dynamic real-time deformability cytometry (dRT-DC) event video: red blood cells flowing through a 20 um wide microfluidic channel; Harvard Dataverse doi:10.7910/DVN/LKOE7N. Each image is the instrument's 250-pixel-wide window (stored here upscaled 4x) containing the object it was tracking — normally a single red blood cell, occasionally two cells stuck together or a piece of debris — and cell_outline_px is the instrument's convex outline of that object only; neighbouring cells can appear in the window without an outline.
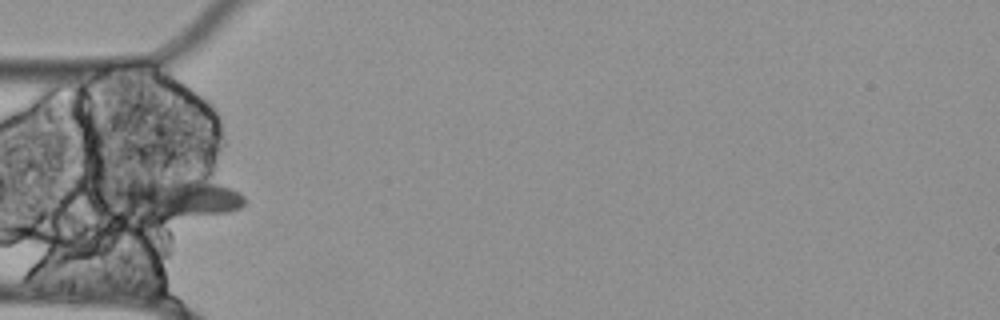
{"species": "Egyptian fruit bat (a non-hibernating species)", "species_latin": "Rousettus aegyptiacus", "temperature_condition": "cold", "stored_images_in_passage": 39, "camera_frame_rate_fps": 3000, "um_per_image_px": 0.085, "animal": {"sex": "female"}, "frame": {"image": 1, "passage_image": 1, "time_ms": 0.0, "image_size_px": [1000, 320], "cell_outline_px": [[244, 204], [240, 208], [228, 212], [164, 220], [156, 220], [104, 204], [112, 192], [128, 184], [168, 176], [216, 184], [228, 188], [244, 196]], "centroid_in_image_um": [14.85, 16.88], "position_along_channel_um": 70.1, "area_um2": 30.46}}
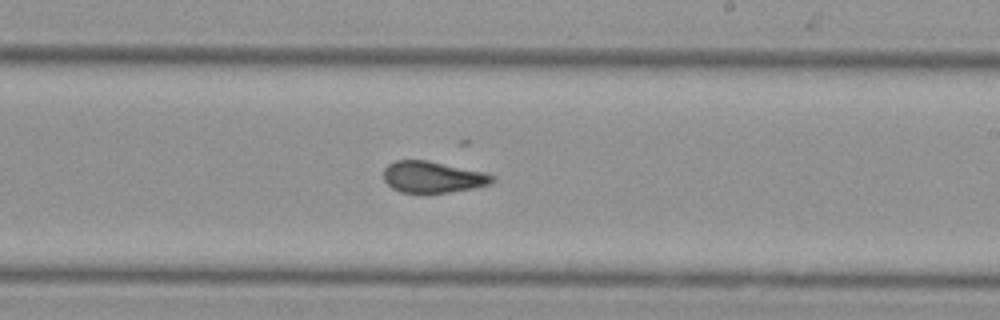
{"frame": {"image": 2, "passage_image": 16, "time_ms": 5.0, "image_size_px": [1000, 320], "cell_outline_px": [[496, 180], [492, 184], [472, 188], [448, 192], [400, 192], [392, 188], [384, 180], [384, 168], [388, 164], [396, 160], [428, 160], [484, 172], [496, 176]], "centroid_in_image_um": [36.81, 15.03], "position_along_channel_um": 252.2, "area_um2": 19.88}}
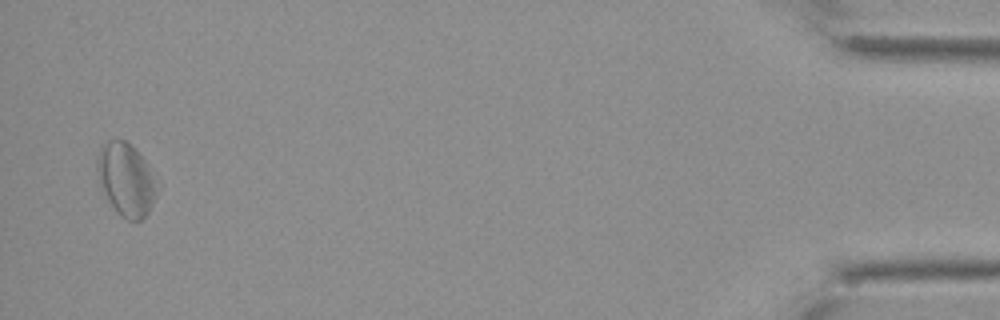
{"frame": {"image": 3, "passage_image": 38, "time_ms": 12.333, "image_size_px": [1000, 320], "cell_outline_px": [[160, 188], [148, 212], [140, 220], [128, 220], [120, 216], [116, 212], [100, 188], [96, 168], [96, 156], [100, 148], [108, 140], [124, 140], [136, 148], [144, 160]], "centroid_in_image_um": [10.69, 15.26], "position_along_channel_um": 424.5, "area_um2": 25.55}, "authors_computed_cell_mechanics": {"area_um2": 21.2704, "velocity_mm_per_s": 3.4937, "shape_relaxation_time_tau1_ms": null, "shape_relaxation_time_tau2_ms": 3.9695, "deformation_change_tau1": null, "deformation_change_tau2": 0.1149}}